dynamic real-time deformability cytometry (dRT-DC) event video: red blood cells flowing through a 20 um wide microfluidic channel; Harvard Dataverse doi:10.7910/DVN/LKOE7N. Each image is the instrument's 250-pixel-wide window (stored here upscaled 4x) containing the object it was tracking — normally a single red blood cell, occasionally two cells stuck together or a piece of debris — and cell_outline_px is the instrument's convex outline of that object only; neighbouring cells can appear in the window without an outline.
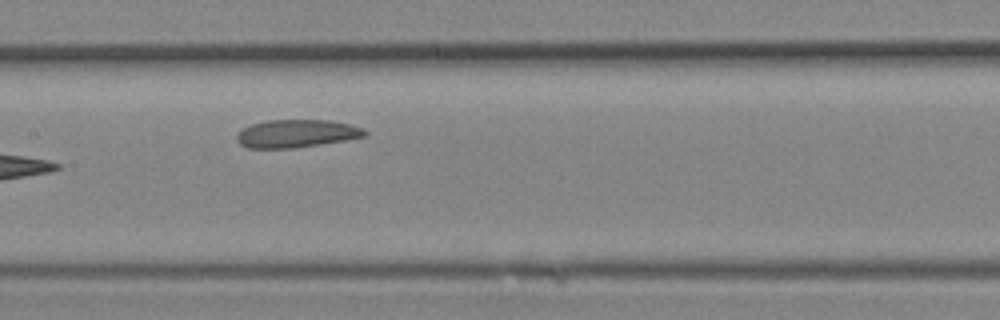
{"species": "Egyptian fruit bat (a non-hibernating species)", "species_latin": "Rousettus aegyptiacus", "temperature_condition": "room temperature", "stored_images_in_passage": 12, "camera_frame_rate_fps": 3000, "um_per_image_px": 0.085, "animal": {"sex": "female"}, "frame": {"image": 1, "passage_image": 7, "time_ms": 2.0, "image_size_px": [1000, 320], "cell_outline_px": [[368, 136], [320, 144], [292, 148], [248, 148], [240, 144], [236, 140], [236, 136], [244, 128], [252, 124], [268, 120], [328, 120], [348, 124], [364, 128], [368, 132]], "centroid_in_image_um": [25.22, 11.35], "position_along_channel_um": 182.2, "area_um2": 20.69}}
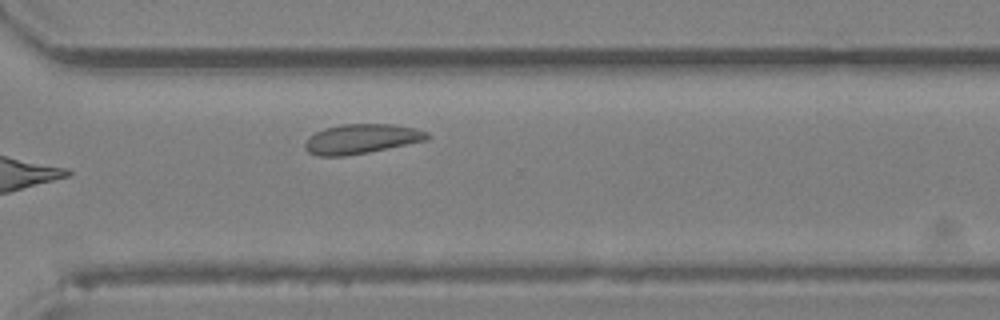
{"frame": {"image": 2, "passage_image": 12, "time_ms": 3.667, "image_size_px": [1000, 320], "cell_outline_px": [[432, 136], [428, 140], [368, 152], [344, 156], [316, 156], [308, 152], [304, 148], [304, 144], [308, 136], [324, 128], [340, 124], [392, 124], [416, 128], [428, 132]], "centroid_in_image_um": [30.72, 11.8], "position_along_channel_um": 339.9, "area_um2": 21.33}}